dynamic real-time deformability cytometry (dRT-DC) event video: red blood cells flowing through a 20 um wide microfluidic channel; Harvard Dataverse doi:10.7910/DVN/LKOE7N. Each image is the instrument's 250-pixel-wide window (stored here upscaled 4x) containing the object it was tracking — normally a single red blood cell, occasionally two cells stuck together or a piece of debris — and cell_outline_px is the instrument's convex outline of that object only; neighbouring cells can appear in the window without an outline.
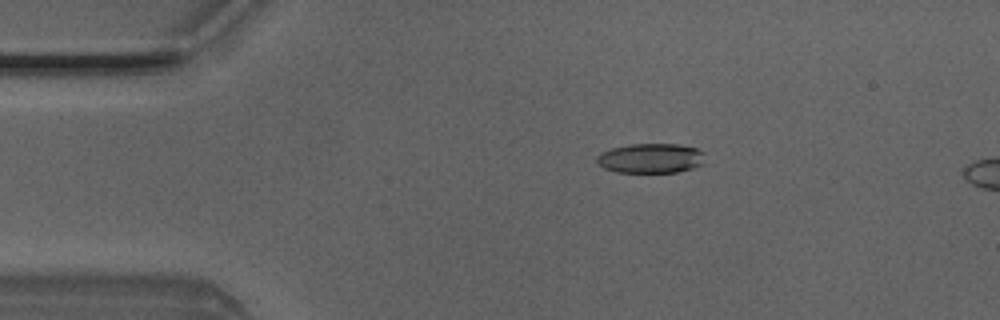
{"species": "Egyptian fruit bat (a non-hibernating species)", "species_latin": "Rousettus aegyptiacus", "temperature_condition": "room temperature", "stored_images_in_passage": 3, "camera_frame_rate_fps": 3000, "um_per_image_px": 0.085, "animal": {"sex": "male"}, "frame": {"image": 1, "passage_image": 1, "time_ms": 0.0, "image_size_px": [1000, 320], "cell_outline_px": [[704, 164], [692, 168], [676, 172], [616, 172], [604, 168], [596, 160], [596, 156], [600, 152], [612, 148], [628, 144], [680, 144], [696, 148], [704, 152]], "centroid_in_image_um": [55.32, 13.44], "position_along_channel_um": 29.7, "area_um2": 18.84}}